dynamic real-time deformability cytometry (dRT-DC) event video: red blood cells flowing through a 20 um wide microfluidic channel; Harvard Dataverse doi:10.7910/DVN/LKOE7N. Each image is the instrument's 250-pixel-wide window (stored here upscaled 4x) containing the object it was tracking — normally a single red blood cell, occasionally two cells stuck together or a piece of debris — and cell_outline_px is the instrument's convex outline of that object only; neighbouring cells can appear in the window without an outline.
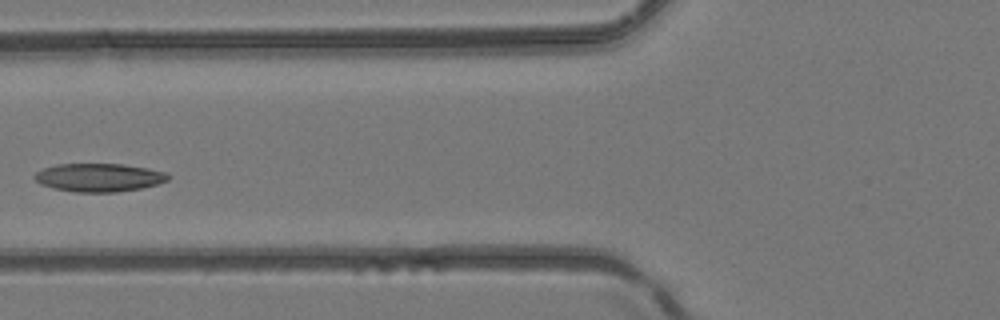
{"species": "common noctule bat (a hibernating species)", "species_latin": "Nyctalus noctula", "temperature_condition": "room temperature", "stored_images_in_passage": 3, "camera_frame_rate_fps": 3000, "um_per_image_px": 0.085, "animal": {"sex": "female", "body_mass_g": 24.6, "forearm_length_mm": 56.2}, "frame": {"image": 1, "passage_image": 3, "time_ms": 0.667, "image_size_px": [1000, 320], "cell_outline_px": [[172, 176], [168, 180], [156, 184], [140, 188], [116, 192], [72, 192], [52, 188], [40, 184], [32, 176], [36, 172], [44, 168], [56, 164], [124, 164], [148, 168], [164, 172]], "centroid_in_image_um": [8.39, 15.09], "position_along_channel_um": 117.4, "area_um2": 22.08}}